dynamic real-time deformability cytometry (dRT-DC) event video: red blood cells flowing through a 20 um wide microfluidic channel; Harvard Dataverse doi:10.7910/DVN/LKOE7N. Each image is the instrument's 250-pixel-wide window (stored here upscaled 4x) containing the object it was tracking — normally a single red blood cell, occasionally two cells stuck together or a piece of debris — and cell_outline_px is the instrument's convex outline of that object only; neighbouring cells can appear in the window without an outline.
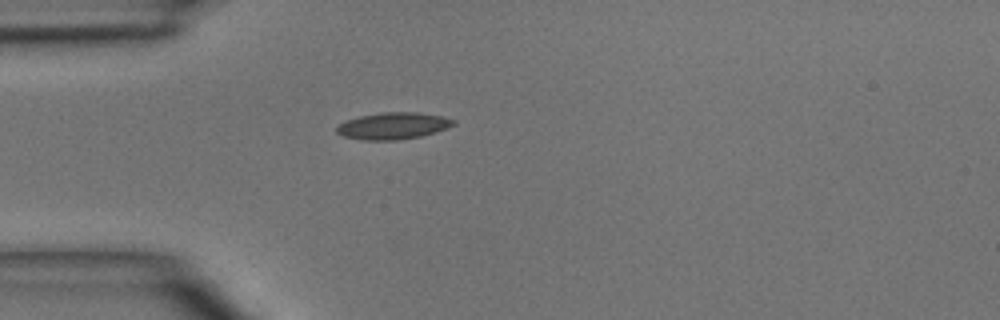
{"species": "common noctule bat (a hibernating species)", "species_latin": "Nyctalus noctula", "temperature_condition": "room temperature", "stored_images_in_passage": 1, "camera_frame_rate_fps": 3000, "um_per_image_px": 0.085, "animal": {"sex": "male", "body_mass_g": 15.6}, "frame": {"image": 1, "passage_image": 1, "time_ms": 0.0, "image_size_px": [1000, 320], "cell_outline_px": [[456, 124], [448, 128], [436, 132], [420, 136], [396, 140], [360, 140], [344, 136], [336, 132], [336, 128], [340, 124], [348, 120], [360, 116], [384, 112], [416, 112], [444, 116], [456, 120]], "centroid_in_image_um": [33.46, 10.7], "position_along_channel_um": 51.5, "area_um2": 18.21}}